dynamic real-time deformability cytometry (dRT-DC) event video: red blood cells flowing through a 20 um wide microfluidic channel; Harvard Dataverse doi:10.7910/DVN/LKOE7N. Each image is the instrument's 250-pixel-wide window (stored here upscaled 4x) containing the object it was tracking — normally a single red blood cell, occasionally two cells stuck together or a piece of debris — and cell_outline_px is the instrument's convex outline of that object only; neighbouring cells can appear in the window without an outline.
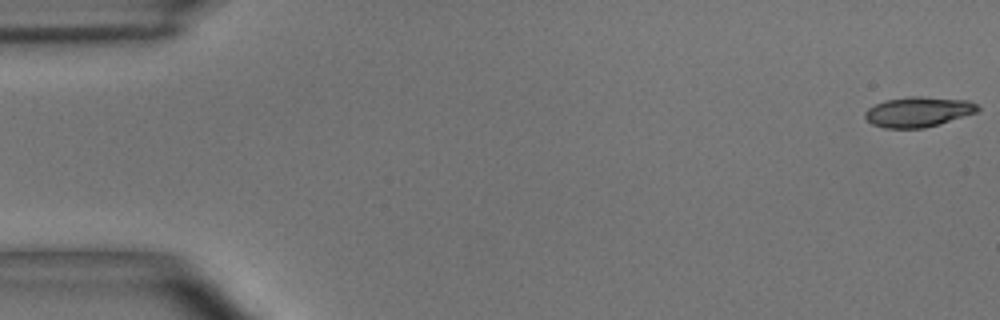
{"species": "common noctule bat (a hibernating species)", "species_latin": "Nyctalus noctula", "temperature_condition": "room temperature", "stored_images_in_passage": 54, "camera_frame_rate_fps": 3000, "um_per_image_px": 0.085, "animal": {"sex": "male", "body_mass_g": 15.6}, "frame": {"image": 1, "passage_image": 1, "time_ms": 0.0, "image_size_px": [1000, 320], "cell_outline_px": [[980, 108], [976, 112], [924, 128], [884, 128], [872, 124], [864, 116], [864, 112], [868, 108], [876, 104], [888, 100], [912, 96], [916, 96], [968, 100], [976, 104]], "centroid_in_image_um": [78.02, 9.51], "position_along_channel_um": 7.0, "area_um2": 19.42}}
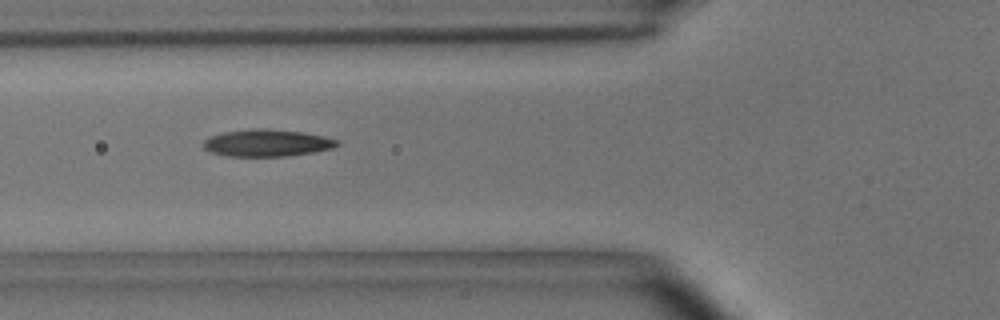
{"frame": {"image": 2, "passage_image": 20, "time_ms": 6.333, "image_size_px": [1000, 320], "cell_outline_px": [[340, 144], [332, 148], [312, 152], [288, 156], [224, 156], [212, 152], [204, 148], [204, 140], [212, 136], [224, 132], [252, 128], [268, 128], [304, 132], [324, 136], [340, 140]], "centroid_in_image_um": [22.73, 12.14], "position_along_channel_um": 103.1, "area_um2": 21.15}}
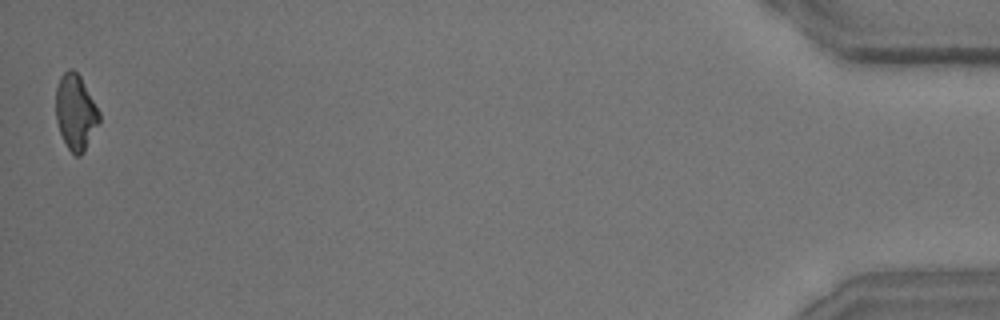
{"frame": {"image": 3, "passage_image": 54, "time_ms": 17.667, "image_size_px": [1000, 320], "cell_outline_px": [[100, 120], [84, 152], [80, 156], [76, 156], [68, 148], [60, 132], [56, 120], [56, 88], [60, 76], [68, 68], [72, 68], [80, 76], [100, 112]], "centroid_in_image_um": [6.42, 9.52], "position_along_channel_um": 428.8, "area_um2": 18.96}, "authors_computed_cell_mechanics": {"area_um2": 20.2011, "velocity_mm_per_s": 3.675, "shape_relaxation_time_tau1_ms": 5.5081, "shape_relaxation_time_tau2_ms": 3.4942, "deformation_change_tau1": 0.19, "deformation_change_tau2": 0.1228}}